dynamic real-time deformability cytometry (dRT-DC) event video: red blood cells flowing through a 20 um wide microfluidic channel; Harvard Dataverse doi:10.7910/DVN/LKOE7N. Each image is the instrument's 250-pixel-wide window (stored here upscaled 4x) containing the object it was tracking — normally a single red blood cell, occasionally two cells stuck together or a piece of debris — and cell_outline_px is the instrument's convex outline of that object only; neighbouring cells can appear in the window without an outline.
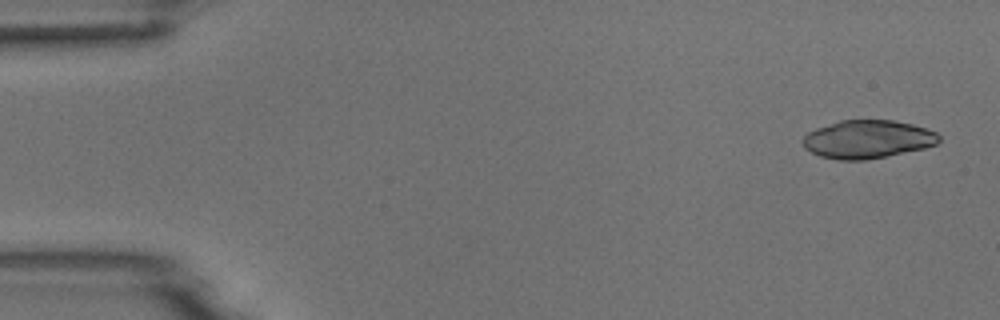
{"species": "common noctule bat (a hibernating species)", "species_latin": "Nyctalus noctula", "temperature_condition": "room temperature", "stored_images_in_passage": 5, "camera_frame_rate_fps": 3000, "um_per_image_px": 0.085, "animal": {"sex": "male", "body_mass_g": 18.8}, "frame": {"image": 1, "passage_image": 1, "time_ms": 0.0, "image_size_px": [1000, 320], "cell_outline_px": [[940, 140], [936, 144], [924, 148], [888, 156], [864, 160], [836, 160], [820, 156], [804, 148], [804, 136], [808, 132], [816, 128], [840, 120], [892, 120], [912, 124], [936, 132], [940, 136]], "centroid_in_image_um": [73.74, 11.84], "position_along_channel_um": 11.3, "area_um2": 30.23}}